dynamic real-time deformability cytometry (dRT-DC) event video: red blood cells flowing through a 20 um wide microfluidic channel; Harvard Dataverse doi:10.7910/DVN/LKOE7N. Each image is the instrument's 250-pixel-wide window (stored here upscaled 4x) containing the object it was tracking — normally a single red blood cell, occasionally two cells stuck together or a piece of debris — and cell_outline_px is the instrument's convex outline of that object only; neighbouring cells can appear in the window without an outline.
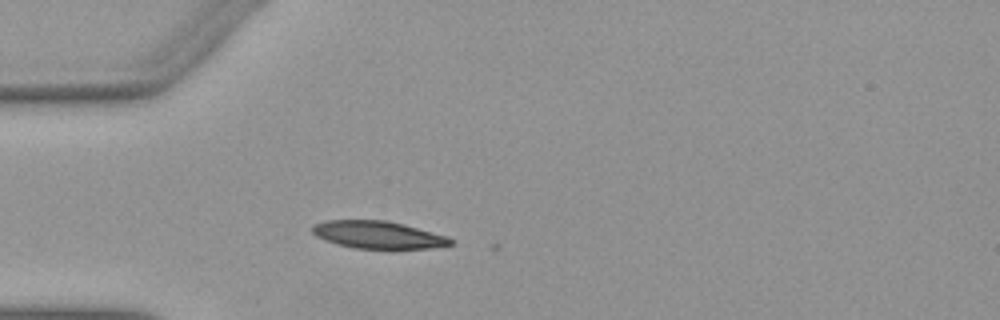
{"species": "Egyptian fruit bat (a non-hibernating species)", "species_latin": "Rousettus aegyptiacus", "temperature_condition": "warm", "stored_images_in_passage": 3, "camera_frame_rate_fps": 3000, "um_per_image_px": 0.085, "animal": {"sex": "female"}, "frame": {"image": 1, "passage_image": 2, "time_ms": 0.333, "image_size_px": [1000, 320], "cell_outline_px": [[456, 240], [452, 244], [432, 248], [356, 248], [336, 244], [324, 240], [316, 236], [312, 232], [312, 224], [324, 220], [384, 220], [404, 224], [448, 236]], "centroid_in_image_um": [32.12, 19.95], "position_along_channel_um": 52.9, "area_um2": 22.2}}